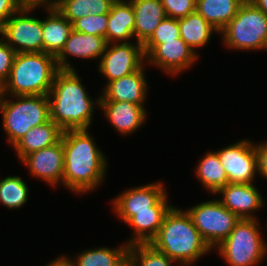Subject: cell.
<instances>
[{"mask_svg":"<svg viewBox=\"0 0 267 266\" xmlns=\"http://www.w3.org/2000/svg\"><path fill=\"white\" fill-rule=\"evenodd\" d=\"M62 145L63 186L75 194L95 190L103 182L108 163L88 129L64 130Z\"/></svg>","mask_w":267,"mask_h":266,"instance_id":"cell-1","label":"cell"},{"mask_svg":"<svg viewBox=\"0 0 267 266\" xmlns=\"http://www.w3.org/2000/svg\"><path fill=\"white\" fill-rule=\"evenodd\" d=\"M89 95L76 70L59 69L47 95L50 119L63 131L89 129L94 106H100V97L93 101Z\"/></svg>","mask_w":267,"mask_h":266,"instance_id":"cell-2","label":"cell"},{"mask_svg":"<svg viewBox=\"0 0 267 266\" xmlns=\"http://www.w3.org/2000/svg\"><path fill=\"white\" fill-rule=\"evenodd\" d=\"M149 244L181 266H189L211 251L188 212L173 206Z\"/></svg>","mask_w":267,"mask_h":266,"instance_id":"cell-3","label":"cell"},{"mask_svg":"<svg viewBox=\"0 0 267 266\" xmlns=\"http://www.w3.org/2000/svg\"><path fill=\"white\" fill-rule=\"evenodd\" d=\"M59 70L56 57L44 52L16 53L1 95H48Z\"/></svg>","mask_w":267,"mask_h":266,"instance_id":"cell-4","label":"cell"},{"mask_svg":"<svg viewBox=\"0 0 267 266\" xmlns=\"http://www.w3.org/2000/svg\"><path fill=\"white\" fill-rule=\"evenodd\" d=\"M12 97L16 101L7 99V95L0 94L2 125L11 146L31 128L43 125L50 120L49 99L47 95Z\"/></svg>","mask_w":267,"mask_h":266,"instance_id":"cell-5","label":"cell"},{"mask_svg":"<svg viewBox=\"0 0 267 266\" xmlns=\"http://www.w3.org/2000/svg\"><path fill=\"white\" fill-rule=\"evenodd\" d=\"M258 219H240L215 249L228 266H257L267 254Z\"/></svg>","mask_w":267,"mask_h":266,"instance_id":"cell-6","label":"cell"},{"mask_svg":"<svg viewBox=\"0 0 267 266\" xmlns=\"http://www.w3.org/2000/svg\"><path fill=\"white\" fill-rule=\"evenodd\" d=\"M220 34L228 49L267 50V15L245 0Z\"/></svg>","mask_w":267,"mask_h":266,"instance_id":"cell-7","label":"cell"},{"mask_svg":"<svg viewBox=\"0 0 267 266\" xmlns=\"http://www.w3.org/2000/svg\"><path fill=\"white\" fill-rule=\"evenodd\" d=\"M186 211L211 249L223 242L240 220L237 215L223 206L219 199L199 203Z\"/></svg>","mask_w":267,"mask_h":266,"instance_id":"cell-8","label":"cell"},{"mask_svg":"<svg viewBox=\"0 0 267 266\" xmlns=\"http://www.w3.org/2000/svg\"><path fill=\"white\" fill-rule=\"evenodd\" d=\"M39 7L23 6L1 27V38L16 52H43L42 20L28 14Z\"/></svg>","mask_w":267,"mask_h":266,"instance_id":"cell-9","label":"cell"},{"mask_svg":"<svg viewBox=\"0 0 267 266\" xmlns=\"http://www.w3.org/2000/svg\"><path fill=\"white\" fill-rule=\"evenodd\" d=\"M111 46V47H110ZM146 60L143 44L139 42L109 43L99 61V71L107 83L139 70Z\"/></svg>","mask_w":267,"mask_h":266,"instance_id":"cell-10","label":"cell"},{"mask_svg":"<svg viewBox=\"0 0 267 266\" xmlns=\"http://www.w3.org/2000/svg\"><path fill=\"white\" fill-rule=\"evenodd\" d=\"M229 183H253L257 173L255 144L240 140L216 151Z\"/></svg>","mask_w":267,"mask_h":266,"instance_id":"cell-11","label":"cell"},{"mask_svg":"<svg viewBox=\"0 0 267 266\" xmlns=\"http://www.w3.org/2000/svg\"><path fill=\"white\" fill-rule=\"evenodd\" d=\"M198 59V54L182 38L158 44L147 56L146 63L176 75L188 69Z\"/></svg>","mask_w":267,"mask_h":266,"instance_id":"cell-12","label":"cell"},{"mask_svg":"<svg viewBox=\"0 0 267 266\" xmlns=\"http://www.w3.org/2000/svg\"><path fill=\"white\" fill-rule=\"evenodd\" d=\"M35 178L57 186L62 184L64 174V151L61 140L49 147L28 154L21 159Z\"/></svg>","mask_w":267,"mask_h":266,"instance_id":"cell-13","label":"cell"},{"mask_svg":"<svg viewBox=\"0 0 267 266\" xmlns=\"http://www.w3.org/2000/svg\"><path fill=\"white\" fill-rule=\"evenodd\" d=\"M166 194L162 182L130 188L113 199V210L126 223L135 212L152 211Z\"/></svg>","mask_w":267,"mask_h":266,"instance_id":"cell-14","label":"cell"},{"mask_svg":"<svg viewBox=\"0 0 267 266\" xmlns=\"http://www.w3.org/2000/svg\"><path fill=\"white\" fill-rule=\"evenodd\" d=\"M216 194H221V204L240 219H257L254 211L265 205L263 196L253 183H228Z\"/></svg>","mask_w":267,"mask_h":266,"instance_id":"cell-15","label":"cell"},{"mask_svg":"<svg viewBox=\"0 0 267 266\" xmlns=\"http://www.w3.org/2000/svg\"><path fill=\"white\" fill-rule=\"evenodd\" d=\"M145 64L136 72L106 83L103 93L98 95L100 101H123L144 106L147 81L144 72Z\"/></svg>","mask_w":267,"mask_h":266,"instance_id":"cell-16","label":"cell"},{"mask_svg":"<svg viewBox=\"0 0 267 266\" xmlns=\"http://www.w3.org/2000/svg\"><path fill=\"white\" fill-rule=\"evenodd\" d=\"M104 37L72 31L56 63L61 70H75L68 62V55L84 59H96L103 55L107 47Z\"/></svg>","mask_w":267,"mask_h":266,"instance_id":"cell-17","label":"cell"},{"mask_svg":"<svg viewBox=\"0 0 267 266\" xmlns=\"http://www.w3.org/2000/svg\"><path fill=\"white\" fill-rule=\"evenodd\" d=\"M104 116L122 135L136 132L144 124L147 110L142 105L123 101H100Z\"/></svg>","mask_w":267,"mask_h":266,"instance_id":"cell-18","label":"cell"},{"mask_svg":"<svg viewBox=\"0 0 267 266\" xmlns=\"http://www.w3.org/2000/svg\"><path fill=\"white\" fill-rule=\"evenodd\" d=\"M167 193L152 207V211L135 212L126 224L133 229L134 235L126 241L129 245L150 243L157 235L166 213L173 205L168 204Z\"/></svg>","mask_w":267,"mask_h":266,"instance_id":"cell-19","label":"cell"},{"mask_svg":"<svg viewBox=\"0 0 267 266\" xmlns=\"http://www.w3.org/2000/svg\"><path fill=\"white\" fill-rule=\"evenodd\" d=\"M48 15L42 20L43 52L57 57L73 31L72 23L55 6L45 7Z\"/></svg>","mask_w":267,"mask_h":266,"instance_id":"cell-20","label":"cell"},{"mask_svg":"<svg viewBox=\"0 0 267 266\" xmlns=\"http://www.w3.org/2000/svg\"><path fill=\"white\" fill-rule=\"evenodd\" d=\"M135 16L134 37L144 44L167 17L161 0H129Z\"/></svg>","mask_w":267,"mask_h":266,"instance_id":"cell-21","label":"cell"},{"mask_svg":"<svg viewBox=\"0 0 267 266\" xmlns=\"http://www.w3.org/2000/svg\"><path fill=\"white\" fill-rule=\"evenodd\" d=\"M134 25L135 16L131 2L115 0L108 13L107 43L131 42V38H134Z\"/></svg>","mask_w":267,"mask_h":266,"instance_id":"cell-22","label":"cell"},{"mask_svg":"<svg viewBox=\"0 0 267 266\" xmlns=\"http://www.w3.org/2000/svg\"><path fill=\"white\" fill-rule=\"evenodd\" d=\"M62 134L63 130L50 119L43 125L31 128L13 145V148L21 160L28 154L58 143Z\"/></svg>","mask_w":267,"mask_h":266,"instance_id":"cell-23","label":"cell"},{"mask_svg":"<svg viewBox=\"0 0 267 266\" xmlns=\"http://www.w3.org/2000/svg\"><path fill=\"white\" fill-rule=\"evenodd\" d=\"M245 0H196V11L221 32L236 16Z\"/></svg>","mask_w":267,"mask_h":266,"instance_id":"cell-24","label":"cell"},{"mask_svg":"<svg viewBox=\"0 0 267 266\" xmlns=\"http://www.w3.org/2000/svg\"><path fill=\"white\" fill-rule=\"evenodd\" d=\"M129 244L111 249L99 247L83 250L76 259H70L73 266H128ZM74 260V261H73Z\"/></svg>","mask_w":267,"mask_h":266,"instance_id":"cell-25","label":"cell"},{"mask_svg":"<svg viewBox=\"0 0 267 266\" xmlns=\"http://www.w3.org/2000/svg\"><path fill=\"white\" fill-rule=\"evenodd\" d=\"M180 37L195 51V48L204 47L213 33H219L197 11L178 19Z\"/></svg>","mask_w":267,"mask_h":266,"instance_id":"cell-26","label":"cell"},{"mask_svg":"<svg viewBox=\"0 0 267 266\" xmlns=\"http://www.w3.org/2000/svg\"><path fill=\"white\" fill-rule=\"evenodd\" d=\"M202 158L195 174L207 191L216 194L229 183L225 169L216 151L208 152Z\"/></svg>","mask_w":267,"mask_h":266,"instance_id":"cell-27","label":"cell"},{"mask_svg":"<svg viewBox=\"0 0 267 266\" xmlns=\"http://www.w3.org/2000/svg\"><path fill=\"white\" fill-rule=\"evenodd\" d=\"M115 0H57L55 7L71 23L91 15L109 13Z\"/></svg>","mask_w":267,"mask_h":266,"instance_id":"cell-28","label":"cell"},{"mask_svg":"<svg viewBox=\"0 0 267 266\" xmlns=\"http://www.w3.org/2000/svg\"><path fill=\"white\" fill-rule=\"evenodd\" d=\"M28 186L19 176L0 179V203L9 209H19L27 203Z\"/></svg>","mask_w":267,"mask_h":266,"instance_id":"cell-29","label":"cell"},{"mask_svg":"<svg viewBox=\"0 0 267 266\" xmlns=\"http://www.w3.org/2000/svg\"><path fill=\"white\" fill-rule=\"evenodd\" d=\"M172 263H174L172 259L149 243H137L129 246L128 266H172Z\"/></svg>","mask_w":267,"mask_h":266,"instance_id":"cell-30","label":"cell"},{"mask_svg":"<svg viewBox=\"0 0 267 266\" xmlns=\"http://www.w3.org/2000/svg\"><path fill=\"white\" fill-rule=\"evenodd\" d=\"M180 37L178 19L166 17L155 29L151 37L143 44L145 57L158 45L165 41L175 40Z\"/></svg>","mask_w":267,"mask_h":266,"instance_id":"cell-31","label":"cell"},{"mask_svg":"<svg viewBox=\"0 0 267 266\" xmlns=\"http://www.w3.org/2000/svg\"><path fill=\"white\" fill-rule=\"evenodd\" d=\"M108 24V13L102 15H87L75 20L73 30L85 34L104 37L106 39V31Z\"/></svg>","mask_w":267,"mask_h":266,"instance_id":"cell-32","label":"cell"},{"mask_svg":"<svg viewBox=\"0 0 267 266\" xmlns=\"http://www.w3.org/2000/svg\"><path fill=\"white\" fill-rule=\"evenodd\" d=\"M167 17L181 19L196 11V0H161Z\"/></svg>","mask_w":267,"mask_h":266,"instance_id":"cell-33","label":"cell"},{"mask_svg":"<svg viewBox=\"0 0 267 266\" xmlns=\"http://www.w3.org/2000/svg\"><path fill=\"white\" fill-rule=\"evenodd\" d=\"M16 52L0 39V88L8 80Z\"/></svg>","mask_w":267,"mask_h":266,"instance_id":"cell-34","label":"cell"},{"mask_svg":"<svg viewBox=\"0 0 267 266\" xmlns=\"http://www.w3.org/2000/svg\"><path fill=\"white\" fill-rule=\"evenodd\" d=\"M22 7L20 0H0V27Z\"/></svg>","mask_w":267,"mask_h":266,"instance_id":"cell-35","label":"cell"},{"mask_svg":"<svg viewBox=\"0 0 267 266\" xmlns=\"http://www.w3.org/2000/svg\"><path fill=\"white\" fill-rule=\"evenodd\" d=\"M257 154V174L267 179V141L255 144Z\"/></svg>","mask_w":267,"mask_h":266,"instance_id":"cell-36","label":"cell"},{"mask_svg":"<svg viewBox=\"0 0 267 266\" xmlns=\"http://www.w3.org/2000/svg\"><path fill=\"white\" fill-rule=\"evenodd\" d=\"M23 6L28 7H40V6H55L57 4V0H20Z\"/></svg>","mask_w":267,"mask_h":266,"instance_id":"cell-37","label":"cell"},{"mask_svg":"<svg viewBox=\"0 0 267 266\" xmlns=\"http://www.w3.org/2000/svg\"><path fill=\"white\" fill-rule=\"evenodd\" d=\"M46 266H73L71 260L67 256H59L58 258H55V260H52L48 265Z\"/></svg>","mask_w":267,"mask_h":266,"instance_id":"cell-38","label":"cell"},{"mask_svg":"<svg viewBox=\"0 0 267 266\" xmlns=\"http://www.w3.org/2000/svg\"><path fill=\"white\" fill-rule=\"evenodd\" d=\"M252 2L259 10L267 15V0H249Z\"/></svg>","mask_w":267,"mask_h":266,"instance_id":"cell-39","label":"cell"}]
</instances>
